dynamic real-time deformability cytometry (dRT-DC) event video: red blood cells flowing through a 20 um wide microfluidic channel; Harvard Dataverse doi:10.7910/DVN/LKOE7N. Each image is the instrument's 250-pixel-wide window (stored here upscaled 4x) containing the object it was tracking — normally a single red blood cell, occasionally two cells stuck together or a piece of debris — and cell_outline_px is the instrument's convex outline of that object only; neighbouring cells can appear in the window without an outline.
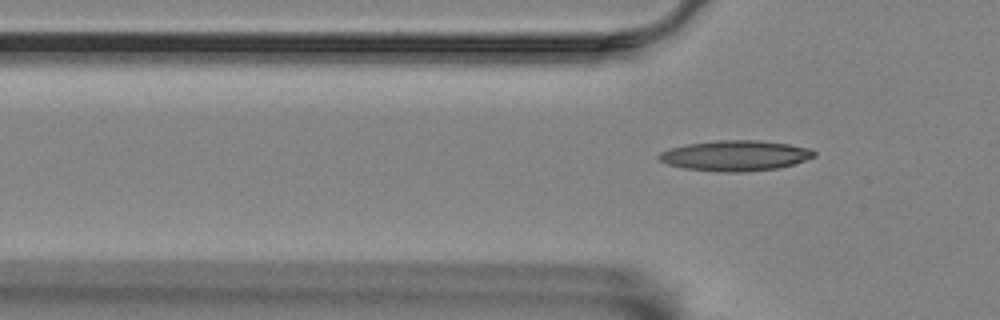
{"species": "Egyptian fruit bat (a non-hibernating species)", "species_latin": "Rousettus aegyptiacus", "temperature_condition": "room temperature", "stored_images_in_passage": 4, "camera_frame_rate_fps": 3000, "um_per_image_px": 0.085, "animal": {"sex": "female"}, "frame": {"image": 1, "passage_image": 4, "time_ms": 4.333, "image_size_px": [1000, 320], "cell_outline_px": [[816, 156], [780, 168], [740, 172], [728, 172], [684, 168], [668, 164], [660, 160], [656, 156], [660, 152], [672, 148], [688, 144], [716, 140], [760, 140], [788, 144], [812, 148], [816, 152]], "centroid_in_image_um": [62.53, 13.22], "position_along_channel_um": 63.3, "area_um2": 27.4}}